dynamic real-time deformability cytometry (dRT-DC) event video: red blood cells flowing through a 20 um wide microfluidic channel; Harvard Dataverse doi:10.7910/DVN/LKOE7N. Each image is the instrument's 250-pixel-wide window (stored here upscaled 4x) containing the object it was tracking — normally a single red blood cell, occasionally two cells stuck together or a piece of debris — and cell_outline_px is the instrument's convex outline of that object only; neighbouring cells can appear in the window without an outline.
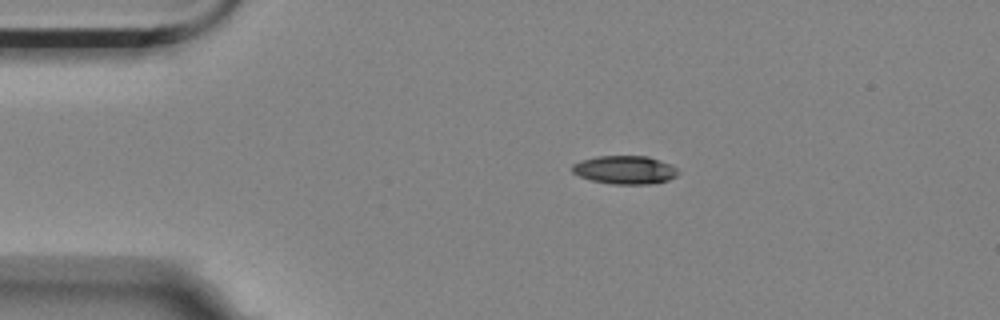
{"species": "Egyptian fruit bat (a non-hibernating species)", "species_latin": "Rousettus aegyptiacus", "temperature_condition": "room temperature", "stored_images_in_passage": 7, "camera_frame_rate_fps": 3000, "um_per_image_px": 0.085, "animal": {"sex": "female"}, "frame": {"image": 1, "passage_image": 3, "time_ms": 0.667, "image_size_px": [1000, 320], "cell_outline_px": [[680, 172], [676, 176], [668, 180], [648, 184], [612, 184], [592, 180], [580, 176], [572, 172], [572, 164], [580, 160], [596, 156], [648, 156], [672, 164]], "centroid_in_image_um": [53.12, 14.43], "position_along_channel_um": 31.9, "area_um2": 17.57}}
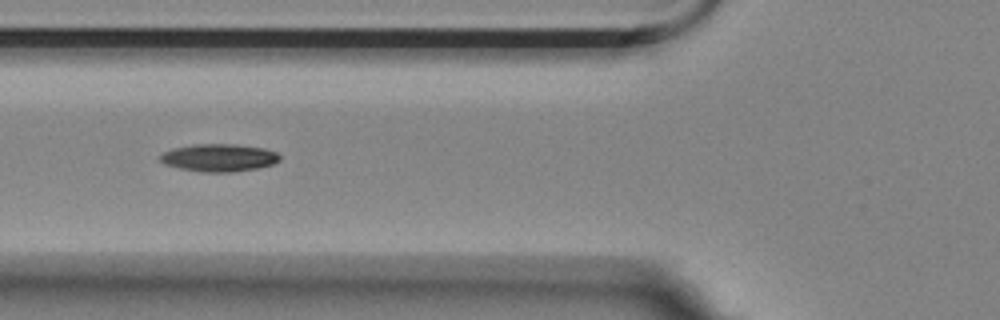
{"frame": {"image": 2, "passage_image": 6, "time_ms": 1.667, "image_size_px": [1000, 320], "cell_outline_px": [[280, 160], [272, 164], [256, 168], [232, 172], [200, 172], [180, 168], [164, 164], [160, 160], [160, 156], [164, 152], [172, 148], [196, 144], [236, 144], [264, 148], [276, 152], [280, 156]], "centroid_in_image_um": [18.61, 13.4], "position_along_channel_um": 107.2, "area_um2": 19.19}}
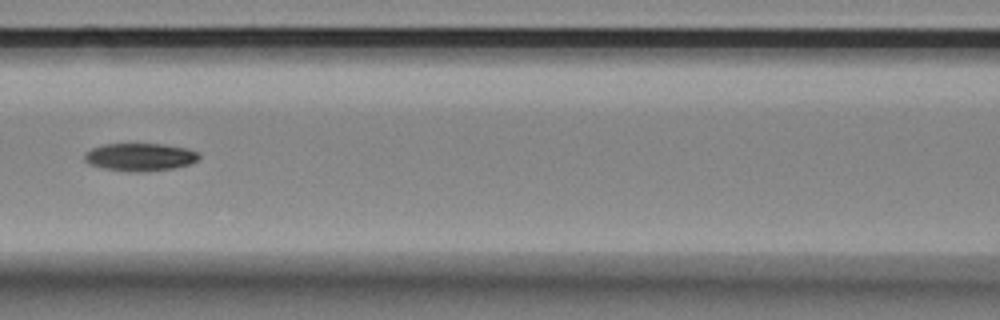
{"frame": {"image": 3, "passage_image": 7, "time_ms": 2.0, "image_size_px": [1000, 320], "cell_outline_px": [[200, 156], [192, 164], [172, 168], [140, 172], [128, 172], [104, 168], [88, 164], [84, 160], [84, 152], [92, 148], [104, 144], [164, 144], [188, 148], [200, 152]], "centroid_in_image_um": [11.9, 13.34], "position_along_channel_um": 154.7, "area_um2": 18.73}}